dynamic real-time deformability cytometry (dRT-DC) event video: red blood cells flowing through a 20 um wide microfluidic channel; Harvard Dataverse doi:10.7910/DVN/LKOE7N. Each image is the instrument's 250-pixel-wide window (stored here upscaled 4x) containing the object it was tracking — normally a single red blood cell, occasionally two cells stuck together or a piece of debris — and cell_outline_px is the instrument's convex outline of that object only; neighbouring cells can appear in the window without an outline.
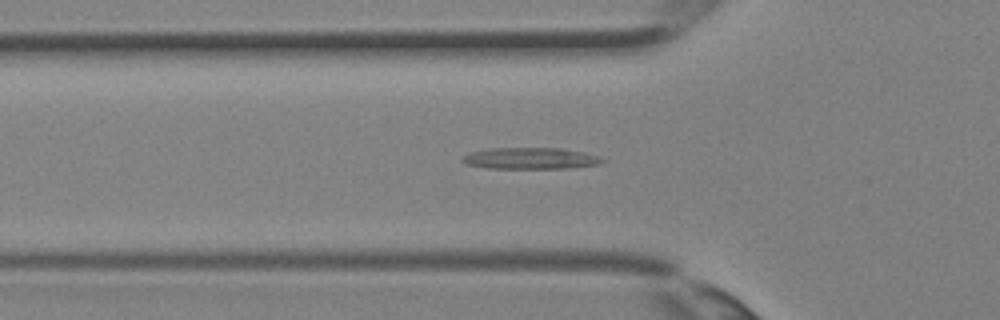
{"species": "Egyptian fruit bat (a non-hibernating species)", "species_latin": "Rousettus aegyptiacus", "temperature_condition": "room temperature", "stored_images_in_passage": 34, "camera_frame_rate_fps": 3000, "um_per_image_px": 0.085, "animal": {"sex": "female"}, "frame": {"image": 1, "passage_image": 11, "time_ms": 3.333, "image_size_px": [1000, 320], "cell_outline_px": [[608, 160], [600, 164], [568, 168], [488, 168], [468, 164], [460, 160], [464, 156], [472, 152], [492, 148], [560, 148], [584, 152], [600, 156]], "centroid_in_image_um": [45.17, 13.46], "position_along_channel_um": 80.6, "area_um2": 17.4}}
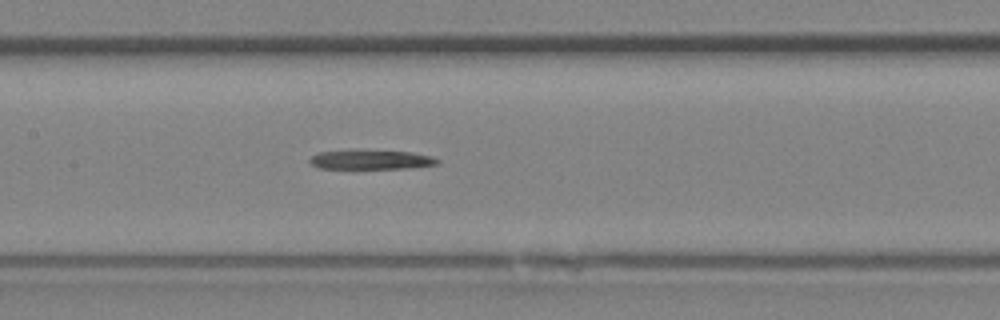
{"frame": {"image": 2, "passage_image": 16, "time_ms": 5.0, "image_size_px": [1000, 320], "cell_outline_px": [[440, 164], [408, 168], [320, 168], [312, 164], [308, 160], [312, 156], [320, 152], [352, 148], [412, 152], [432, 156], [440, 160]], "centroid_in_image_um": [31.55, 13.53], "position_along_channel_um": 175.9, "area_um2": 14.91}}
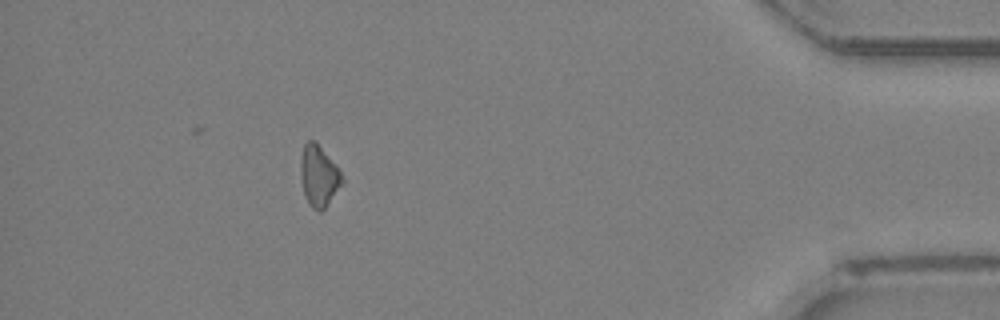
{"frame": {"image": 3, "passage_image": 31, "time_ms": 10.0, "image_size_px": [1000, 320], "cell_outline_px": [[344, 184], [324, 208], [320, 212], [312, 208], [308, 204], [304, 196], [300, 176], [300, 160], [304, 144], [308, 140], [316, 140], [340, 168], [344, 180]], "centroid_in_image_um": [27.12, 14.93], "position_along_channel_um": 408.1, "area_um2": 15.32}}